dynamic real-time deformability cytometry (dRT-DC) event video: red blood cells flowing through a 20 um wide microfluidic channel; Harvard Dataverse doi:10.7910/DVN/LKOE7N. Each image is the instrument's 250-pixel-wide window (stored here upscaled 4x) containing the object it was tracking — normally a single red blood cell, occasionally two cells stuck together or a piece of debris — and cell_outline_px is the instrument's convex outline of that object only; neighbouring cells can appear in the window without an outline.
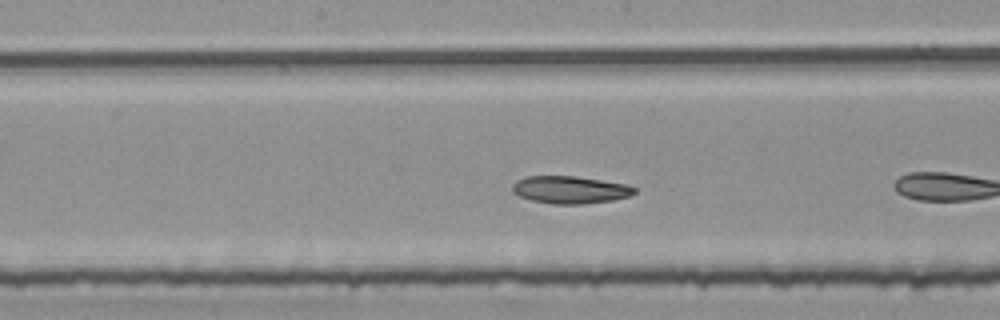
{"species": "common noctule bat (a hibernating species)", "species_latin": "Nyctalus noctula", "temperature_condition": "room temperature", "stored_images_in_passage": 15, "camera_frame_rate_fps": 3000, "um_per_image_px": 0.085, "animal": {"sex": "female", "body_mass_g": 25.1}, "frame": {"image": 1, "passage_image": 11, "time_ms": 3.333, "image_size_px": [1000, 320], "cell_outline_px": [[636, 192], [628, 196], [612, 200], [584, 204], [552, 204], [532, 200], [520, 196], [512, 192], [512, 184], [516, 180], [524, 176], [572, 176], [628, 184], [636, 188]], "centroid_in_image_um": [48.43, 16.13], "position_along_channel_um": 199.8, "area_um2": 19.54}}